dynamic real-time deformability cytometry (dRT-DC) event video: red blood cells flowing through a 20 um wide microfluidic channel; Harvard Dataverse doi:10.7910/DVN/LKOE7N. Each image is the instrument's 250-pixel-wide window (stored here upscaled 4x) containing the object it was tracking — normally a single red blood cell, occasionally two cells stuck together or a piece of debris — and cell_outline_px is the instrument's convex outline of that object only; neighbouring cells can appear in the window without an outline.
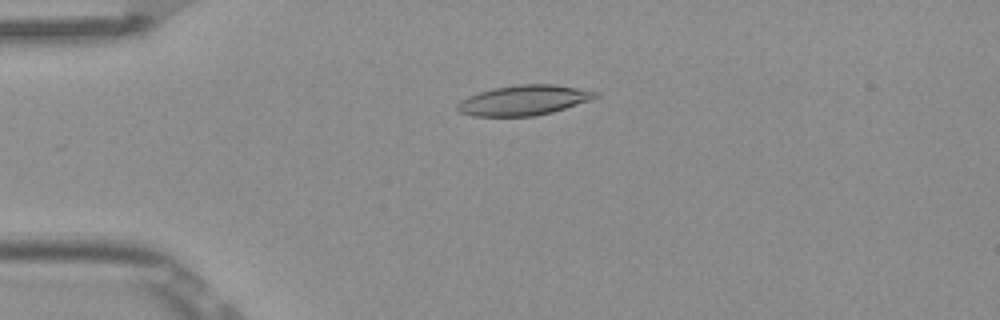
{"species": "Egyptian fruit bat (a non-hibernating species)", "species_latin": "Rousettus aegyptiacus", "temperature_condition": "room temperature", "stored_images_in_passage": 53, "camera_frame_rate_fps": 3000, "um_per_image_px": 0.085, "frame": {"image": 1, "passage_image": 13, "time_ms": 4.0, "image_size_px": [1000, 320], "cell_outline_px": [[600, 96], [592, 100], [552, 112], [536, 116], [472, 116], [460, 112], [456, 108], [456, 104], [460, 100], [468, 96], [492, 88], [520, 84], [552, 84], [600, 92]], "centroid_in_image_um": [44.53, 8.52], "position_along_channel_um": 40.5, "area_um2": 24.28}}
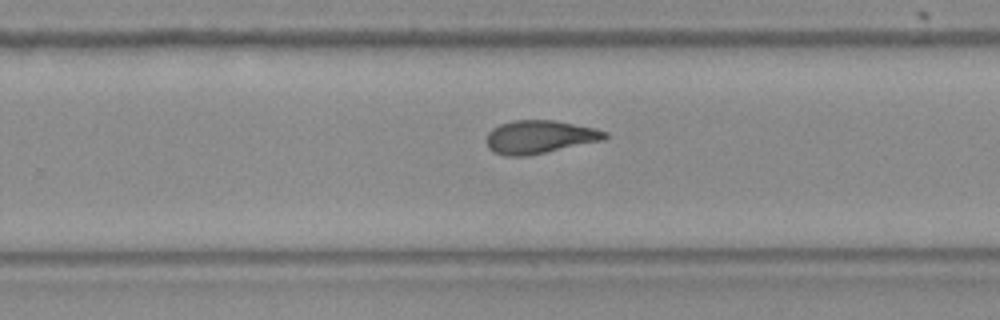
{"frame": {"image": 2, "passage_image": 34, "time_ms": 11.0, "image_size_px": [1000, 320], "cell_outline_px": [[608, 136], [604, 140], [528, 156], [508, 156], [492, 152], [488, 148], [484, 140], [488, 132], [492, 128], [500, 124], [512, 120], [552, 120], [596, 128], [608, 132]], "centroid_in_image_um": [45.83, 11.64], "position_along_channel_um": 284.0, "area_um2": 23.18}}
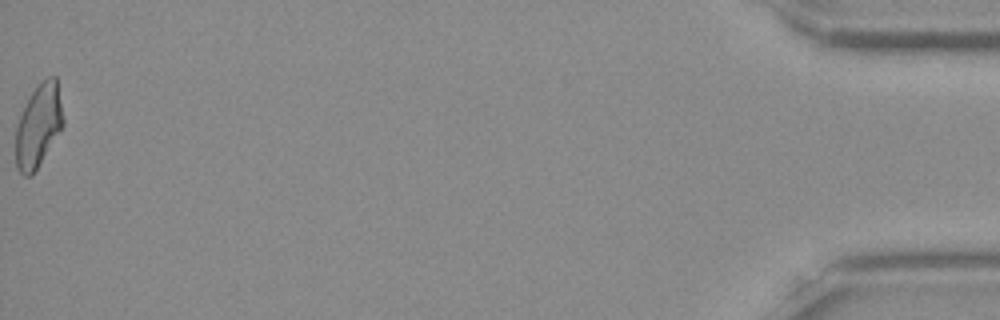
{"frame": {"image": 3, "passage_image": 53, "time_ms": 17.333, "image_size_px": [1000, 320], "cell_outline_px": [[64, 124], [32, 176], [24, 176], [16, 168], [16, 124], [28, 96], [48, 76], [56, 76], [64, 120]], "centroid_in_image_um": [3.25, 10.69], "position_along_channel_um": 431.9, "area_um2": 22.77}, "authors_computed_cell_mechanics": {"area_um2": 23.1778, "velocity_mm_per_s": 3.8892, "shape_relaxation_time_tau1_ms": null, "shape_relaxation_time_tau2_ms": 4.5693, "deformation_change_tau1": null, "deformation_change_tau2": 0.1119}}